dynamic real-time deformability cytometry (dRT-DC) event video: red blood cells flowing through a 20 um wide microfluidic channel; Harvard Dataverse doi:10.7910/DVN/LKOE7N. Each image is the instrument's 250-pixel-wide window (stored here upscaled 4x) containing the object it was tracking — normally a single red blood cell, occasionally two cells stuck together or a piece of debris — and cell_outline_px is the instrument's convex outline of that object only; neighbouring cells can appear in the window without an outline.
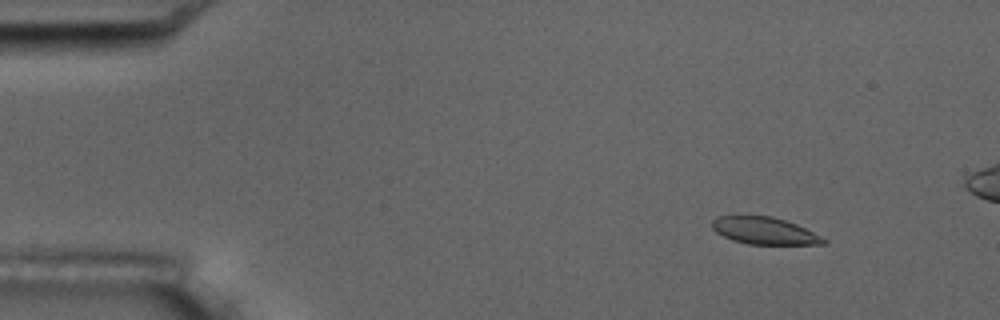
{"species": "common noctule bat (a hibernating species)", "species_latin": "Nyctalus noctula", "temperature_condition": "room temperature", "stored_images_in_passage": 11, "camera_frame_rate_fps": 3000, "um_per_image_px": 0.085, "animal": {"sex": "male", "body_mass_g": 17.5, "forearm_length_mm": 52.3}, "frame": {"image": 1, "passage_image": 2, "time_ms": 2.0, "image_size_px": [1000, 320], "cell_outline_px": [[828, 244], [748, 244], [732, 240], [716, 232], [712, 228], [712, 220], [716, 216], [736, 212], [740, 212], [772, 216], [796, 224], [828, 240]], "centroid_in_image_um": [64.87, 19.55], "position_along_channel_um": 20.1, "area_um2": 18.32}}
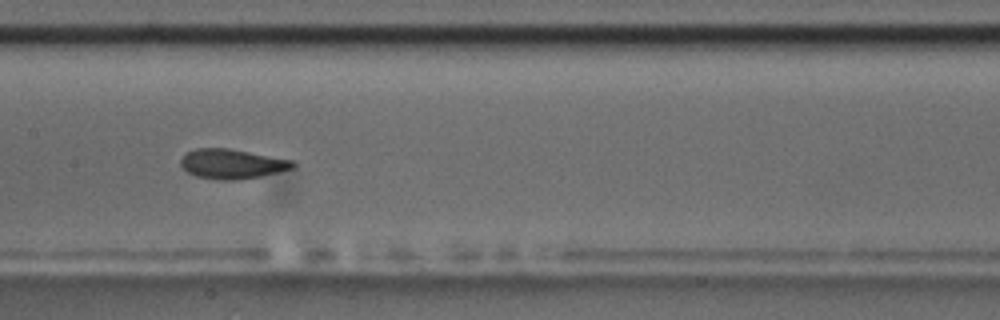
{"frame": {"image": 2, "passage_image": 8, "time_ms": 9.0, "image_size_px": [1000, 320], "cell_outline_px": [[296, 164], [292, 168], [260, 176], [236, 180], [220, 180], [196, 176], [188, 172], [180, 164], [180, 160], [184, 152], [196, 148], [228, 148], [292, 160]], "centroid_in_image_um": [19.66, 13.92], "position_along_channel_um": 187.7, "area_um2": 19.25}}